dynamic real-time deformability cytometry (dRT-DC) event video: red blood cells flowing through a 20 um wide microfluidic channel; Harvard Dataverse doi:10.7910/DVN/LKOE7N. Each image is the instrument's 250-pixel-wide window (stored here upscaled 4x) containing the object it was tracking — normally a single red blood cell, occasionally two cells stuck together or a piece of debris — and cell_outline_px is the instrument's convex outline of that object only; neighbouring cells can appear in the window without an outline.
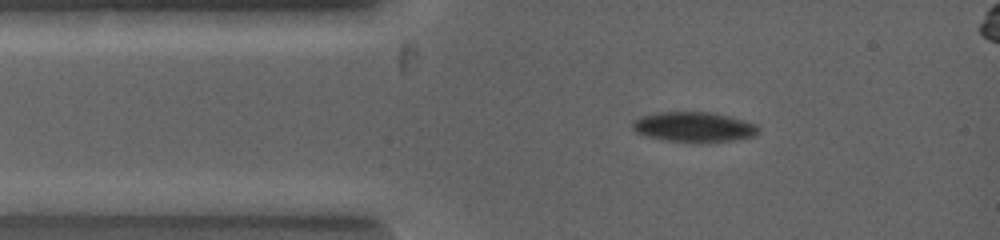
{"species": "common noctule bat (a hibernating species)", "species_latin": "Nyctalus noctula", "temperature_condition": "warm", "stored_images_in_passage": 11, "camera_frame_rate_fps": 5000, "um_per_image_px": 0.085, "animal": {"sex": "female", "body_mass_g": 19.0, "forearm_length_mm": 53.3}, "frame": {"image": 1, "passage_image": 2, "time_ms": 0.2, "image_size_px": [1000, 240], "cell_outline_px": [[760, 132], [752, 136], [736, 140], [708, 144], [696, 144], [664, 140], [648, 136], [636, 132], [632, 128], [632, 120], [640, 116], [660, 112], [712, 112], [744, 120], [756, 124], [760, 128]], "centroid_in_image_um": [59.0, 10.82], "position_along_channel_um": 26.0, "area_um2": 22.66}}